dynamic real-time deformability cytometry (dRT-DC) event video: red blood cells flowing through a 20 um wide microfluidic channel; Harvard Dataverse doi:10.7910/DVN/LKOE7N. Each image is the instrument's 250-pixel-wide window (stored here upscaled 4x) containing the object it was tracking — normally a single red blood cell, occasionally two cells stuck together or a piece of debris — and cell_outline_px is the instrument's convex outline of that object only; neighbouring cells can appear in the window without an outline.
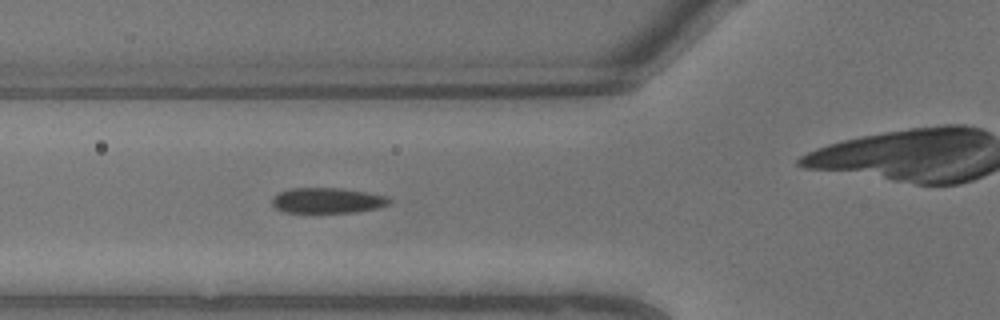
{"species": "common noctule bat (a hibernating species)", "species_latin": "Nyctalus noctula", "temperature_condition": "warm", "stored_images_in_passage": 8, "camera_frame_rate_fps": 3000, "um_per_image_px": 0.085, "animal": {"sex": "male", "body_mass_g": 13.3}, "frame": {"image": 1, "passage_image": 7, "time_ms": 2.0, "image_size_px": [1000, 320], "cell_outline_px": [[392, 204], [380, 208], [356, 212], [284, 212], [276, 208], [272, 204], [272, 196], [288, 188], [340, 188], [388, 196], [392, 200]], "centroid_in_image_um": [27.87, 17.04], "position_along_channel_um": 97.9, "area_um2": 17.51}}